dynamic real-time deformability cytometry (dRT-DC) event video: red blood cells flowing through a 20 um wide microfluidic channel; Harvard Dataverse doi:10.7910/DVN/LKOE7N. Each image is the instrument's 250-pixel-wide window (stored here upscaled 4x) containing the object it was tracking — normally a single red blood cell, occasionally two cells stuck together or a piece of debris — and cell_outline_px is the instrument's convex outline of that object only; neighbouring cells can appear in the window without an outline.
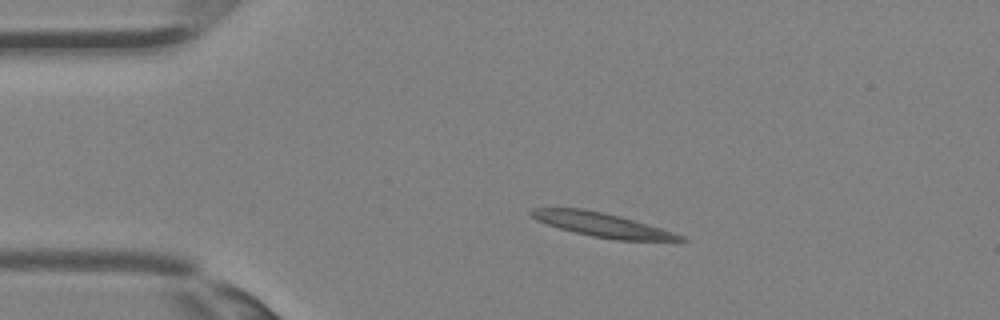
{"species": "Egyptian fruit bat (a non-hibernating species)", "species_latin": "Rousettus aegyptiacus", "temperature_condition": "room temperature", "stored_images_in_passage": 3, "camera_frame_rate_fps": 3000, "um_per_image_px": 0.085, "animal": {"sex": "female"}, "frame": {"image": 1, "passage_image": 2, "time_ms": 0.333, "image_size_px": [1000, 320], "cell_outline_px": [[688, 240], [616, 240], [592, 236], [560, 228], [536, 220], [528, 212], [532, 208], [580, 208], [604, 212], [620, 216], [648, 224], [684, 236]], "centroid_in_image_um": [51.15, 19.09], "position_along_channel_um": 33.9, "area_um2": 20.52}}